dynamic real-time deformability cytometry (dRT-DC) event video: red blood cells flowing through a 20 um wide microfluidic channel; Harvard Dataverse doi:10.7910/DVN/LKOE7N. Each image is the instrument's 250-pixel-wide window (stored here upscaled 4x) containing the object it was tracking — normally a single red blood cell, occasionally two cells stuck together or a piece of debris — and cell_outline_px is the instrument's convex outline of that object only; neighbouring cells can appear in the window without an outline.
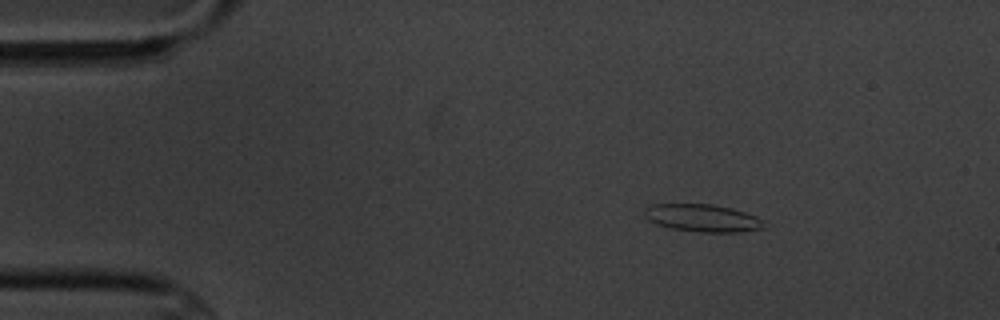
{"species": "common noctule bat (a hibernating species)", "species_latin": "Nyctalus noctula", "temperature_condition": "cold", "stored_images_in_passage": 3, "camera_frame_rate_fps": 3000, "um_per_image_px": 0.085, "animal": {"sex": "male", "body_mass_g": 20.1, "forearm_length_mm": 53.5}, "frame": {"image": 1, "passage_image": 1, "time_ms": 0.0, "image_size_px": [1000, 320], "cell_outline_px": [[768, 228], [740, 232], [700, 232], [668, 228], [656, 224], [648, 220], [644, 216], [644, 208], [652, 204], [712, 204], [732, 208], [756, 216]], "centroid_in_image_um": [59.69, 18.54], "position_along_channel_um": 25.3, "area_um2": 19.36}}